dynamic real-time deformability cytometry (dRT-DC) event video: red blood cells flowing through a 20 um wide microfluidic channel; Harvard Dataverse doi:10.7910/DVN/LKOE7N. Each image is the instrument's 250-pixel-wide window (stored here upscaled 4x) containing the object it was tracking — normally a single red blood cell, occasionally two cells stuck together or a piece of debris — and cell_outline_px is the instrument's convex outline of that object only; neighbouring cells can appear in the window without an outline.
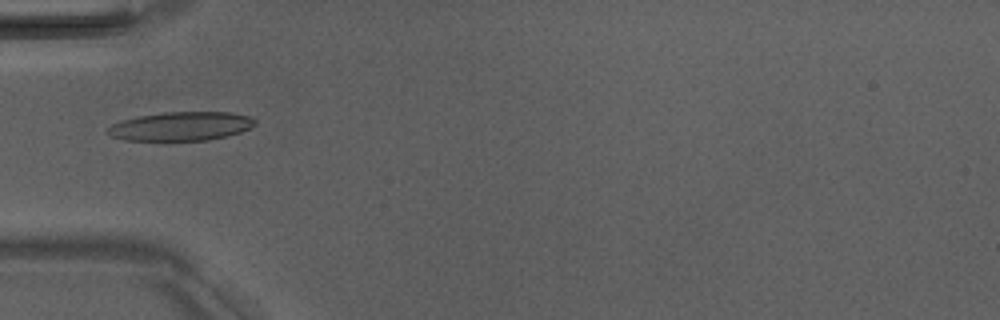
{"species": "Egyptian fruit bat (a non-hibernating species)", "species_latin": "Rousettus aegyptiacus", "temperature_condition": "room temperature", "stored_images_in_passage": 3, "camera_frame_rate_fps": 3000, "um_per_image_px": 0.085, "animal": {"sex": "male"}, "frame": {"image": 1, "passage_image": 3, "time_ms": 2.333, "image_size_px": [1000, 320], "cell_outline_px": [[256, 124], [240, 132], [228, 136], [208, 140], [124, 140], [112, 136], [108, 132], [108, 128], [112, 124], [120, 120], [140, 116], [164, 112], [232, 112], [248, 116], [256, 120]], "centroid_in_image_um": [15.4, 10.72], "position_along_channel_um": 69.6, "area_um2": 24.62}}